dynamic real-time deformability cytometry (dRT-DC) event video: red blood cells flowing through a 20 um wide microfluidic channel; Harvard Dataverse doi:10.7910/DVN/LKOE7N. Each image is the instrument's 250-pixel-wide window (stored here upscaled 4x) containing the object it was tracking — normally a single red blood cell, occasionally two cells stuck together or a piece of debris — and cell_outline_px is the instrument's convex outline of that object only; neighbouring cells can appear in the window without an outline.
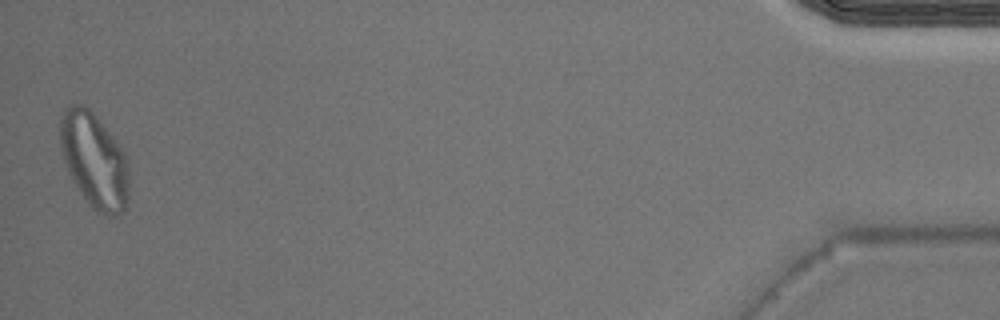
{"species": "Egyptian fruit bat (a non-hibernating species)", "species_latin": "Rousettus aegyptiacus", "temperature_condition": "warm", "stored_images_in_passage": 42, "camera_frame_rate_fps": 3000, "um_per_image_px": 0.085, "animal": {"sex": "male"}, "frame": {"image": 1, "passage_image": 42, "time_ms": 13.667, "image_size_px": [1000, 320], "cell_outline_px": [[128, 200], [124, 208], [116, 216], [108, 216], [96, 212], [88, 204], [72, 180], [68, 172], [60, 152], [60, 116], [64, 108], [68, 104], [84, 104], [96, 116], [116, 140], [124, 152], [128, 164]], "centroid_in_image_um": [7.98, 13.62], "position_along_channel_um": 427.2, "area_um2": 38.49}}